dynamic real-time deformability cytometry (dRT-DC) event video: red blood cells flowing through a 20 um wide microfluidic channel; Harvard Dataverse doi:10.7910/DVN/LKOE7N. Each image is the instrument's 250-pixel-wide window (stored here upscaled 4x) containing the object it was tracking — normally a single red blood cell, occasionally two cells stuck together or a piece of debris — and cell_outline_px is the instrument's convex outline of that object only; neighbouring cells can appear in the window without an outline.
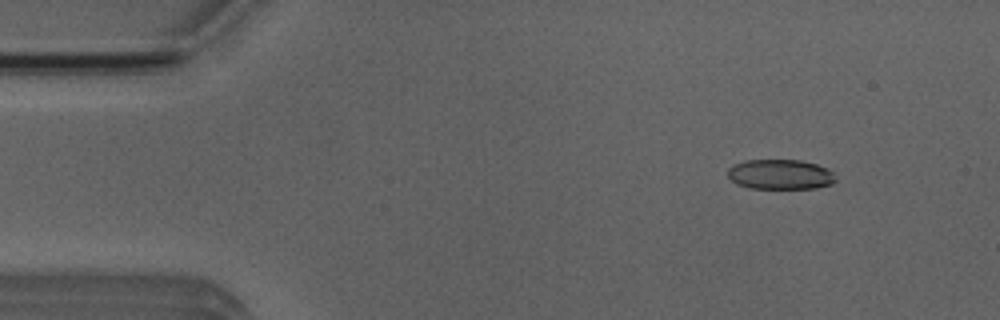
{"species": "Egyptian fruit bat (a non-hibernating species)", "species_latin": "Rousettus aegyptiacus", "temperature_condition": "room temperature", "stored_images_in_passage": 4, "segment_of_instrument_passage": [1, 2], "camera_frame_rate_fps": 3000, "um_per_image_px": 0.085, "animal": {"sex": "male"}, "frame": {"image": 1, "passage_image": 1, "time_ms": 0.0, "image_size_px": [1000, 320], "cell_outline_px": [[836, 180], [832, 184], [816, 188], [752, 188], [736, 184], [728, 176], [728, 168], [732, 164], [748, 160], [800, 160], [816, 164], [832, 172]], "centroid_in_image_um": [66.3, 14.82], "position_along_channel_um": 18.7, "area_um2": 18.73}}